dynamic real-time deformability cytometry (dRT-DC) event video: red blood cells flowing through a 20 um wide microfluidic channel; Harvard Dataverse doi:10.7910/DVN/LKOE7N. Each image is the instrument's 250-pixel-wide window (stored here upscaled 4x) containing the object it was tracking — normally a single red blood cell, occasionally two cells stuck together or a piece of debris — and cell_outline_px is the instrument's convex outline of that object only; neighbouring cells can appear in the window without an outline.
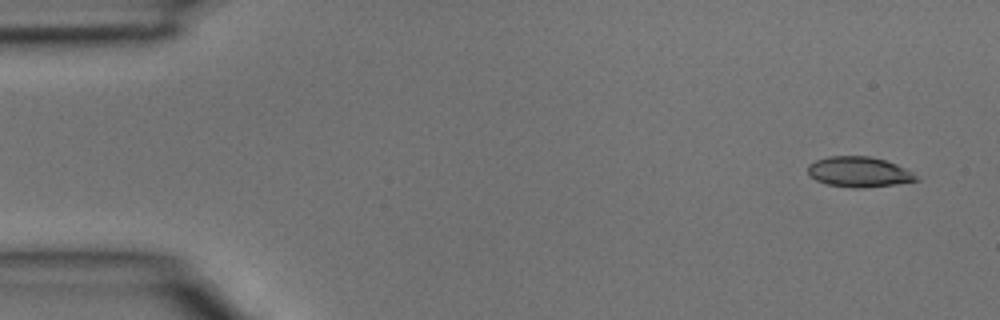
{"species": "common noctule bat (a hibernating species)", "species_latin": "Nyctalus noctula", "temperature_condition": "room temperature", "stored_images_in_passage": 4, "camera_frame_rate_fps": 3000, "um_per_image_px": 0.085, "animal": {"sex": "male", "body_mass_g": 15.6}, "frame": {"image": 1, "passage_image": 1, "time_ms": 0.0, "image_size_px": [1000, 320], "cell_outline_px": [[920, 180], [896, 184], [864, 188], [852, 188], [828, 184], [816, 180], [808, 172], [808, 164], [816, 160], [828, 156], [868, 156], [884, 160], [896, 164], [912, 172]], "centroid_in_image_um": [73.0, 14.61], "position_along_channel_um": 12.0, "area_um2": 19.02}}
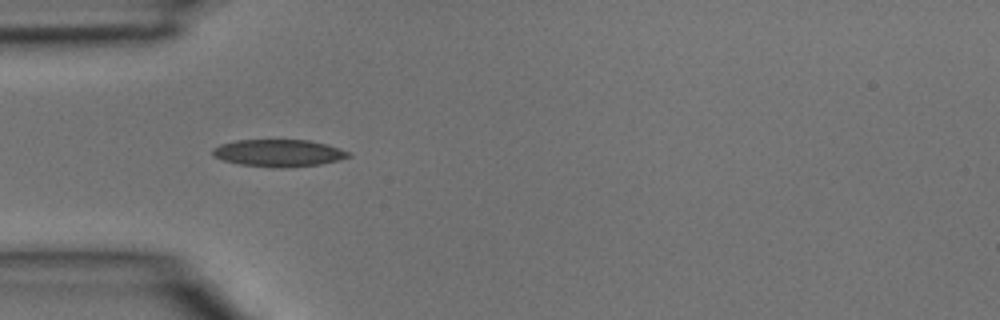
{"frame": {"image": 2, "passage_image": 4, "time_ms": 1.0, "image_size_px": [1000, 320], "cell_outline_px": [[352, 156], [340, 160], [320, 164], [288, 168], [272, 168], [240, 164], [224, 160], [212, 156], [212, 148], [220, 144], [236, 140], [308, 140], [340, 148], [352, 152]], "centroid_in_image_um": [23.7, 13.01], "position_along_channel_um": 61.3, "area_um2": 21.73}}